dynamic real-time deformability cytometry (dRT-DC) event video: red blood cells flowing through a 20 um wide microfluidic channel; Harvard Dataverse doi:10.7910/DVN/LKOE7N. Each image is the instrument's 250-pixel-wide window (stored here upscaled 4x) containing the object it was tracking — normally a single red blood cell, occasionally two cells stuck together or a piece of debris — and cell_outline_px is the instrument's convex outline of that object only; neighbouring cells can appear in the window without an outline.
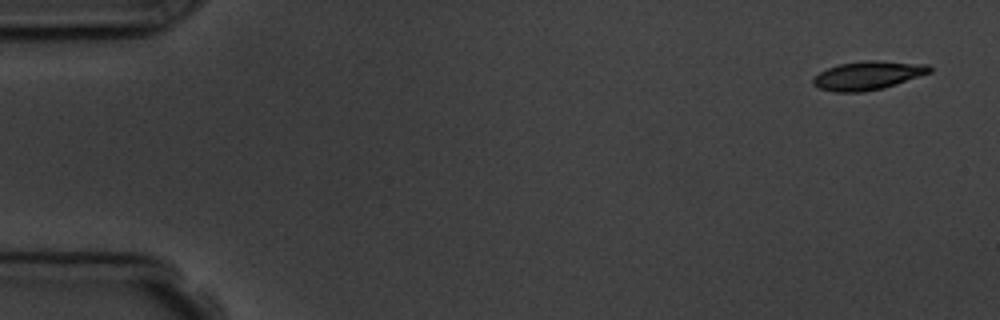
{"species": "common noctule bat (a hibernating species)", "species_latin": "Nyctalus noctula", "temperature_condition": "room temperature", "stored_images_in_passage": 5, "camera_frame_rate_fps": 3000, "um_per_image_px": 0.085, "animal": {"sex": "male", "body_mass_g": 19.5, "forearm_length_mm": 54.6}, "frame": {"image": 1, "passage_image": 1, "time_ms": 0.0, "image_size_px": [1000, 320], "cell_outline_px": [[932, 72], [884, 88], [864, 92], [836, 92], [820, 88], [812, 84], [812, 80], [820, 72], [828, 68], [840, 64], [864, 60], [880, 60], [928, 64], [932, 68]], "centroid_in_image_um": [73.8, 6.41], "position_along_channel_um": 11.2, "area_um2": 19.48}}
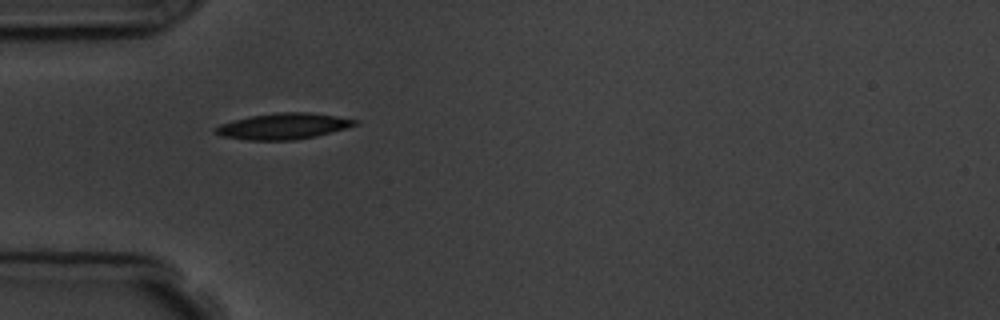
{"frame": {"image": 2, "passage_image": 5, "time_ms": 4.667, "image_size_px": [1000, 320], "cell_outline_px": [[360, 124], [316, 136], [292, 140], [248, 140], [220, 136], [212, 132], [220, 124], [232, 120], [252, 116], [276, 112], [312, 112], [336, 116], [356, 120]], "centroid_in_image_um": [24.06, 10.72], "position_along_channel_um": 60.9, "area_um2": 21.15}}